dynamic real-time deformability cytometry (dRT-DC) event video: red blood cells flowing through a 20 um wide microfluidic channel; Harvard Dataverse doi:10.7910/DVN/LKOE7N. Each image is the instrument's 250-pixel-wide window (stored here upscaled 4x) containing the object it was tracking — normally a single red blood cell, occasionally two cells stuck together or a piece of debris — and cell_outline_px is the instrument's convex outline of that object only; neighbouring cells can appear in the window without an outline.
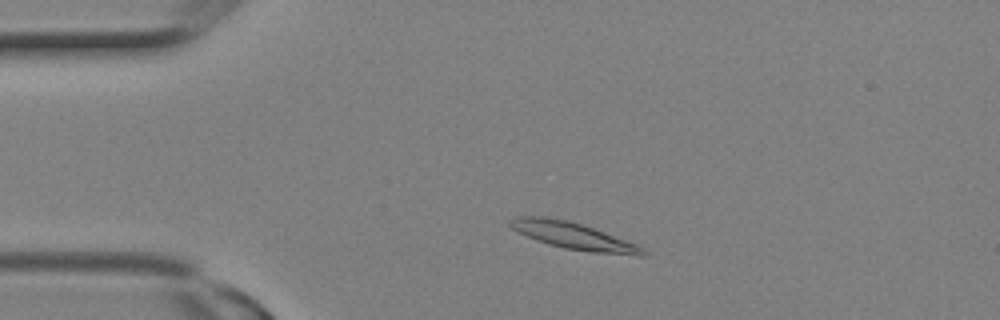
{"species": "Egyptian fruit bat (a non-hibernating species)", "species_latin": "Rousettus aegyptiacus", "temperature_condition": "room temperature", "stored_images_in_passage": 11, "camera_frame_rate_fps": 3000, "um_per_image_px": 0.085, "animal": {"sex": "female"}, "frame": {"image": 1, "passage_image": 4, "time_ms": 1.0, "image_size_px": [1000, 320], "cell_outline_px": [[648, 256], [636, 256], [588, 252], [564, 248], [548, 244], [536, 240], [516, 232], [508, 224], [508, 220], [516, 216], [544, 216], [568, 220], [604, 232], [636, 244], [644, 248], [648, 252]], "centroid_in_image_um": [48.74, 20.06], "position_along_channel_um": 36.3, "area_um2": 20.98}}
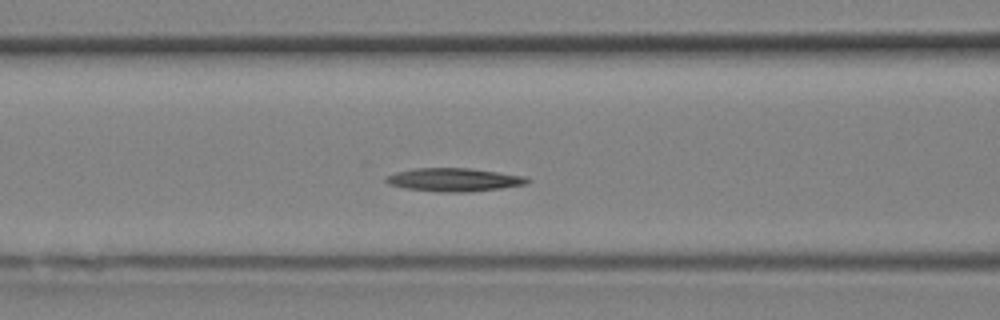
{"frame": {"image": 2, "passage_image": 9, "time_ms": 2.667, "image_size_px": [1000, 320], "cell_outline_px": [[532, 180], [528, 184], [500, 188], [468, 192], [440, 192], [404, 188], [388, 184], [384, 180], [384, 176], [396, 172], [416, 168], [468, 168], [500, 172], [524, 176]], "centroid_in_image_um": [38.58, 15.28], "position_along_channel_um": 128.0, "area_um2": 19.31}}
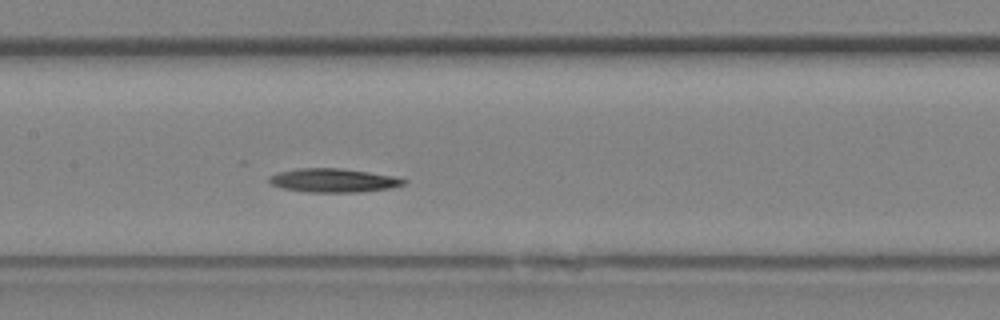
{"frame": {"image": 3, "passage_image": 11, "time_ms": 3.333, "image_size_px": [1000, 320], "cell_outline_px": [[408, 180], [404, 184], [388, 188], [360, 192], [308, 192], [284, 188], [272, 184], [268, 180], [272, 176], [280, 172], [300, 168], [340, 168], [396, 176]], "centroid_in_image_um": [28.39, 15.33], "position_along_channel_um": 179.0, "area_um2": 18.32}}